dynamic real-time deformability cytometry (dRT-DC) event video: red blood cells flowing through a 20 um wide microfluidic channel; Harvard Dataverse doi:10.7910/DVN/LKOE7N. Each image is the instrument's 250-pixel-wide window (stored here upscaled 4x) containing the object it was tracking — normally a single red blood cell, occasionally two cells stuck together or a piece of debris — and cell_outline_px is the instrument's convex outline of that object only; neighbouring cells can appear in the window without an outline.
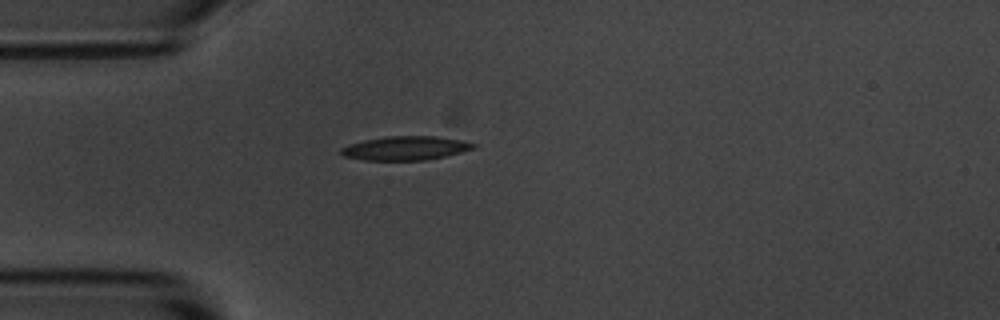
{"species": "common noctule bat (a hibernating species)", "species_latin": "Nyctalus noctula", "temperature_condition": "room temperature", "stored_images_in_passage": 1, "camera_frame_rate_fps": 3000, "um_per_image_px": 0.085, "animal": {"sex": "male", "body_mass_g": 20.1, "forearm_length_mm": 53.5}, "frame": {"image": 1, "passage_image": 1, "time_ms": 0.0, "image_size_px": [1000, 320], "cell_outline_px": [[476, 148], [444, 156], [424, 160], [364, 160], [344, 156], [340, 152], [340, 148], [348, 144], [364, 140], [392, 136], [436, 136], [464, 140], [476, 144]], "centroid_in_image_um": [34.47, 12.59], "position_along_channel_um": 50.5, "area_um2": 18.38}}